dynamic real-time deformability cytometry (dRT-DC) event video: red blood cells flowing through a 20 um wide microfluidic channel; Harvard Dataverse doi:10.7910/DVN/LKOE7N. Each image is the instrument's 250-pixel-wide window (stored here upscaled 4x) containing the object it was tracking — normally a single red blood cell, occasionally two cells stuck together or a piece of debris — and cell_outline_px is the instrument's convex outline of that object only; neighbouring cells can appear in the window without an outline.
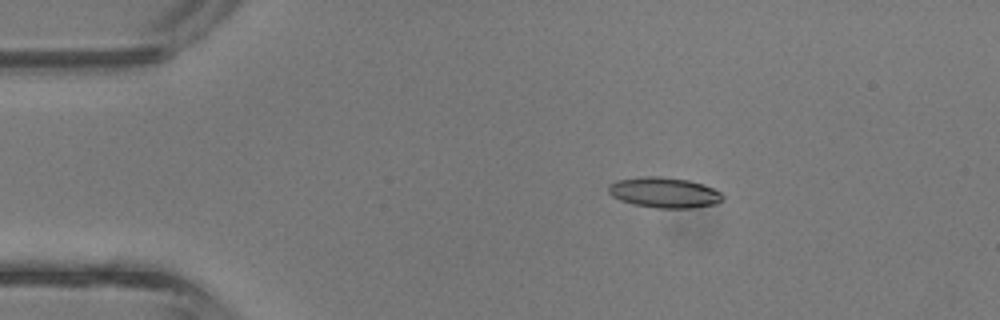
{"species": "common noctule bat (a hibernating species)", "species_latin": "Nyctalus noctula", "temperature_condition": "room temperature", "stored_images_in_passage": 3, "camera_frame_rate_fps": 3000, "um_per_image_px": 0.085, "animal": {"sex": "male", "body_mass_g": 13.3}, "frame": {"image": 1, "passage_image": 2, "time_ms": 0.333, "image_size_px": [1000, 320], "cell_outline_px": [[724, 200], [716, 204], [692, 208], [656, 208], [636, 204], [620, 200], [612, 196], [608, 192], [608, 184], [616, 180], [648, 176], [656, 176], [688, 180], [704, 184], [720, 192], [724, 196]], "centroid_in_image_um": [56.48, 16.37], "position_along_channel_um": 28.5, "area_um2": 20.29}}